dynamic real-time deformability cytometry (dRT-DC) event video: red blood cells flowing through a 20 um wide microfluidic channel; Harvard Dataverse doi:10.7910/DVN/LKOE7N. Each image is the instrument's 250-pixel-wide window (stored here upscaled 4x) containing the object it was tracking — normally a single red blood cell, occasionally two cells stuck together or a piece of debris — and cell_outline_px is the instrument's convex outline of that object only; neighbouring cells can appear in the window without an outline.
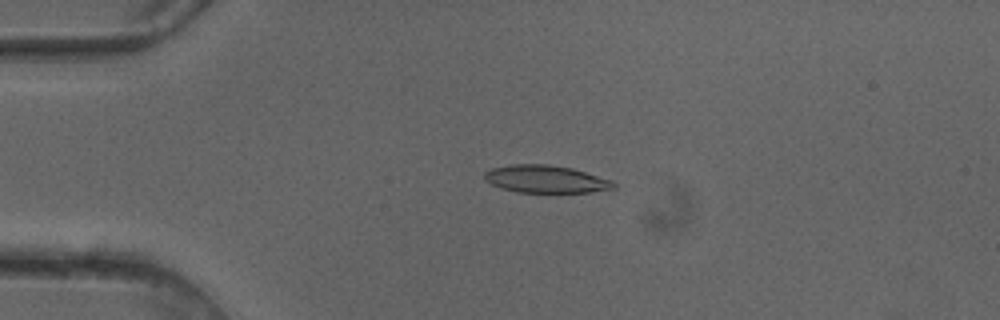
{"species": "common noctule bat (a hibernating species)", "species_latin": "Nyctalus noctula", "temperature_condition": "cold", "stored_images_in_passage": 50, "camera_frame_rate_fps": 3000, "um_per_image_px": 0.085, "animal": {"sex": "female"}, "frame": {"image": 1, "passage_image": 12, "time_ms": 3.667, "image_size_px": [1000, 320], "cell_outline_px": [[616, 188], [592, 192], [516, 192], [500, 188], [484, 180], [484, 172], [492, 168], [512, 164], [548, 164], [572, 168], [612, 180], [616, 184]], "centroid_in_image_um": [46.38, 15.22], "position_along_channel_um": 38.6, "area_um2": 20.81}}
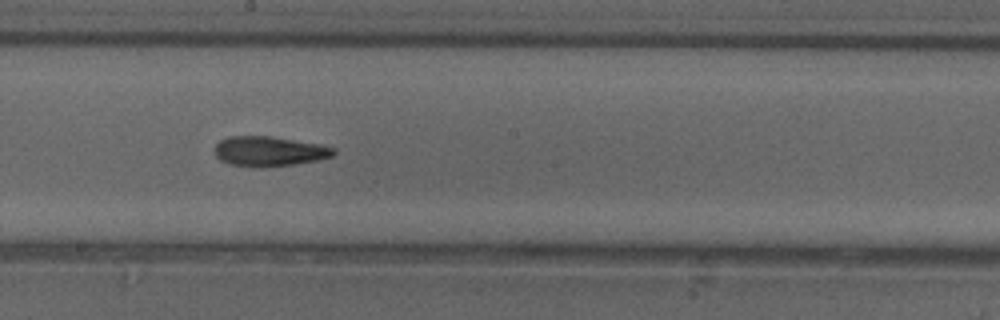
{"frame": {"image": 2, "passage_image": 28, "time_ms": 9.0, "image_size_px": [1000, 320], "cell_outline_px": [[336, 152], [332, 156], [320, 160], [292, 164], [260, 168], [256, 168], [228, 164], [220, 160], [216, 156], [216, 144], [220, 140], [228, 136], [268, 136], [320, 144], [336, 148]], "centroid_in_image_um": [22.88, 12.87], "position_along_channel_um": 225.3, "area_um2": 20.81}}
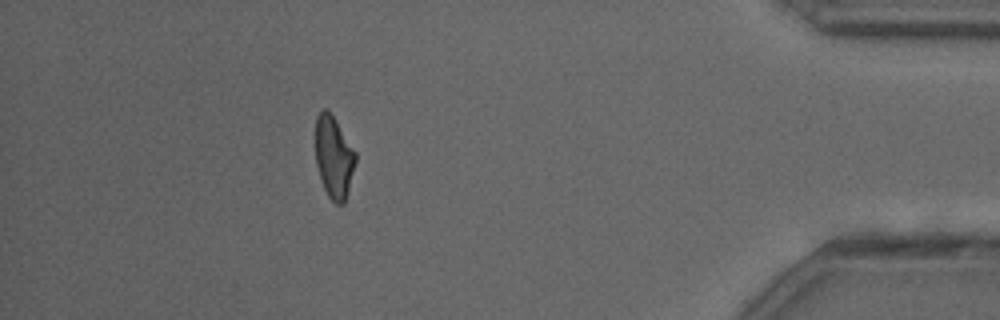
{"frame": {"image": 3, "passage_image": 45, "time_ms": 14.667, "image_size_px": [1000, 320], "cell_outline_px": [[356, 160], [344, 204], [336, 204], [328, 196], [324, 188], [316, 164], [316, 116], [324, 108], [328, 108], [356, 152]], "centroid_in_image_um": [28.37, 13.33], "position_along_channel_um": 406.8, "area_um2": 18.96}, "authors_computed_cell_mechanics": {"area_um2": 20.4901, "velocity_mm_per_s": 4.114, "shape_relaxation_time_tau1_ms": null, "shape_relaxation_time_tau2_ms": 5.045, "deformation_change_tau1": null, "deformation_change_tau2": 0.1574}}